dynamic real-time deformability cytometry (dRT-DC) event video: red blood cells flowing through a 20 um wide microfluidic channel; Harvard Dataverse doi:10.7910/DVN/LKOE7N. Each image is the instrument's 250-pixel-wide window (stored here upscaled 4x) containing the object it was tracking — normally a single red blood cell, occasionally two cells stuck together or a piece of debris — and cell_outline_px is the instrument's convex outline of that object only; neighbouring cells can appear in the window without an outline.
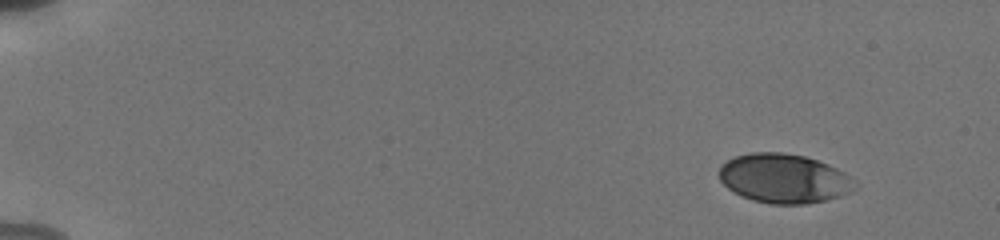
{"species": "human", "species_latin": "Homo sapiens", "temperature_condition": "cold", "stored_images_in_passage": 49, "camera_frame_rate_fps": 3000, "um_per_image_px": 0.085, "donor": {"sex": "male"}, "frame": {"image": 1, "passage_image": 1, "time_ms": 0.0, "image_size_px": [1000, 240], "cell_outline_px": [[856, 188], [840, 196], [824, 200], [804, 204], [772, 204], [752, 200], [728, 188], [720, 180], [720, 164], [736, 156], [752, 152], [784, 152], [804, 156], [828, 164], [844, 172], [856, 184]], "centroid_in_image_um": [66.62, 15.16], "position_along_channel_um": 18.4, "area_um2": 38.61}}
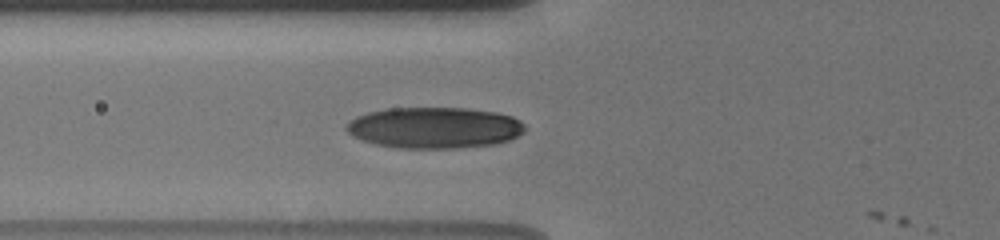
{"frame": {"image": 2, "passage_image": 18, "time_ms": 5.667, "image_size_px": [1000, 240], "cell_outline_px": [[524, 132], [508, 140], [492, 144], [456, 148], [400, 148], [376, 144], [352, 136], [344, 128], [348, 120], [356, 116], [368, 112], [388, 108], [468, 108], [496, 112], [512, 116], [520, 120], [524, 124]], "centroid_in_image_um": [36.89, 10.84], "position_along_channel_um": 88.9, "area_um2": 42.83}}
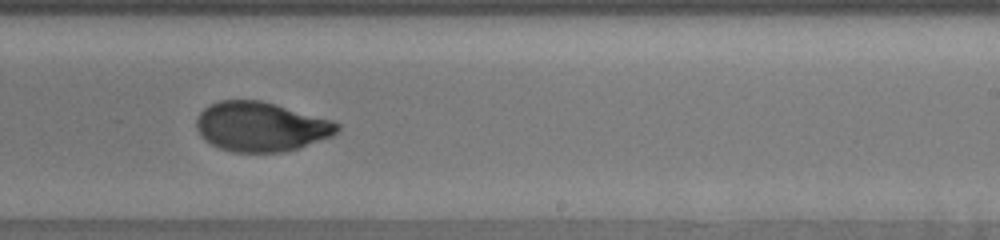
{"frame": {"image": 3, "passage_image": 32, "time_ms": 10.333, "image_size_px": [1000, 240], "cell_outline_px": [[340, 128], [332, 136], [284, 152], [232, 152], [220, 148], [204, 140], [200, 136], [196, 128], [196, 120], [200, 112], [208, 104], [220, 100], [260, 100], [276, 104], [332, 120], [340, 124]], "centroid_in_image_um": [22.14, 10.76], "position_along_channel_um": 266.9, "area_um2": 40.63}, "authors_computed_cell_mechanics": {"area_um2": 40.171, "velocity_mm_per_s": 3.8146, "shape_relaxation_time_tau1_ms": 3.653, "shape_relaxation_time_tau2_ms": 0.8442, "deformation_change_tau1": 0.1632, "deformation_change_tau2": 0.049}}